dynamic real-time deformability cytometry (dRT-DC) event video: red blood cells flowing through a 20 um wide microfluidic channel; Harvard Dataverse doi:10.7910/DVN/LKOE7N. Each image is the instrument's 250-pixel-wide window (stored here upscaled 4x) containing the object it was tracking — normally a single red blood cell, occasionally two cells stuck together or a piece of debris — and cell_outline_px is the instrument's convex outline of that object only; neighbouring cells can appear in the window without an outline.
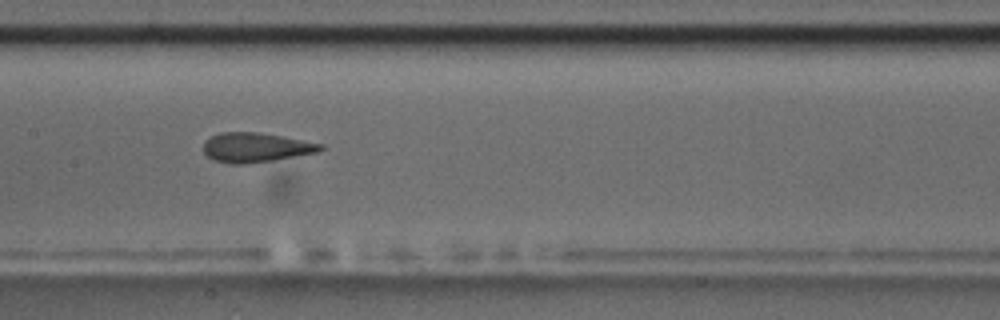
{"species": "common noctule bat (a hibernating species)", "species_latin": "Nyctalus noctula", "temperature_condition": "room temperature", "stored_images_in_passage": 9, "camera_frame_rate_fps": 3000, "um_per_image_px": 0.085, "animal": {"sex": "male", "body_mass_g": 17.5, "forearm_length_mm": 52.3}, "frame": {"image": 1, "passage_image": 8, "time_ms": 8.0, "image_size_px": [1000, 320], "cell_outline_px": [[324, 148], [316, 152], [272, 160], [244, 164], [228, 164], [212, 160], [204, 152], [204, 140], [220, 132], [256, 132], [280, 136], [324, 144]], "centroid_in_image_um": [21.69, 12.53], "position_along_channel_um": 185.7, "area_um2": 19.94}}
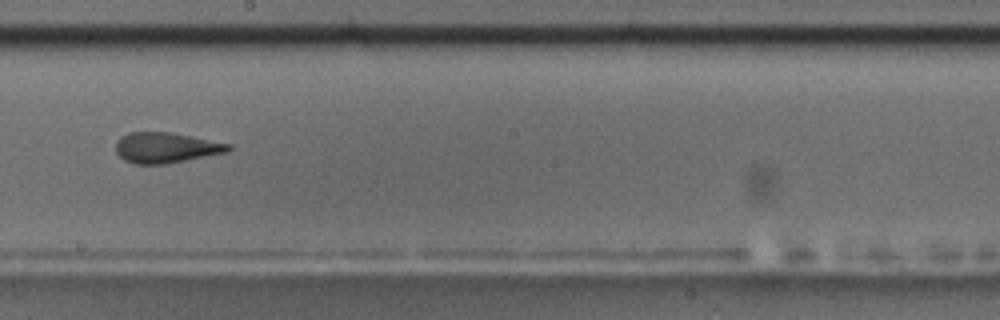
{"frame": {"image": 2, "passage_image": 9, "time_ms": 9.333, "image_size_px": [1000, 320], "cell_outline_px": [[232, 148], [228, 152], [164, 164], [136, 164], [124, 160], [116, 152], [116, 140], [120, 136], [128, 132], [172, 132], [232, 144]], "centroid_in_image_um": [14.1, 12.54], "position_along_channel_um": 234.1, "area_um2": 20.11}}